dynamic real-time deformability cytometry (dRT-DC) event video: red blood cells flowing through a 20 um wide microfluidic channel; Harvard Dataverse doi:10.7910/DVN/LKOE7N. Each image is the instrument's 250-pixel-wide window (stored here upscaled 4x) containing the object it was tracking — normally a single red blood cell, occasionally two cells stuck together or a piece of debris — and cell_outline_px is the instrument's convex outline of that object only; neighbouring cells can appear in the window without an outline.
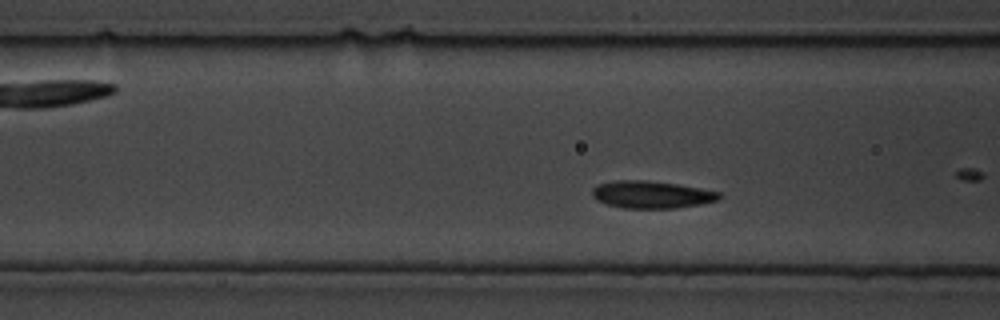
{"species": "common noctule bat (a hibernating species)", "species_latin": "Nyctalus noctula", "temperature_condition": "cold", "stored_images_in_passage": 76, "camera_frame_rate_fps": 3000, "um_per_image_px": 0.085, "animal": {"sex": "male", "body_mass_g": 19.5, "forearm_length_mm": 54.6}, "frame": {"image": 1, "passage_image": 8, "time_ms": 2.333, "image_size_px": [1000, 320], "cell_outline_px": [[720, 200], [700, 204], [676, 208], [624, 208], [604, 204], [596, 200], [592, 196], [592, 188], [596, 184], [616, 180], [648, 180], [676, 184], [700, 188], [720, 192]], "centroid_in_image_um": [55.34, 16.54], "position_along_channel_um": 111.3, "area_um2": 20.4}}
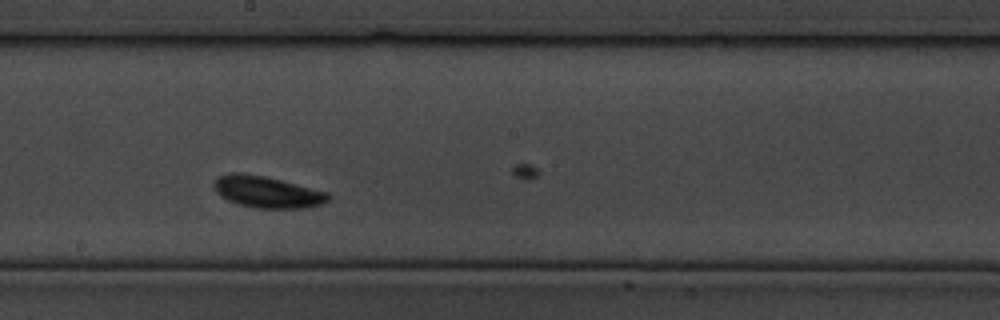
{"frame": {"image": 2, "passage_image": 27, "time_ms": 8.667, "image_size_px": [1000, 320], "cell_outline_px": [[332, 196], [328, 200], [320, 204], [308, 208], [256, 208], [236, 204], [220, 196], [216, 192], [212, 184], [220, 176], [232, 172], [240, 172], [264, 176], [328, 192]], "centroid_in_image_um": [22.69, 16.32], "position_along_channel_um": 225.5, "area_um2": 21.04}}
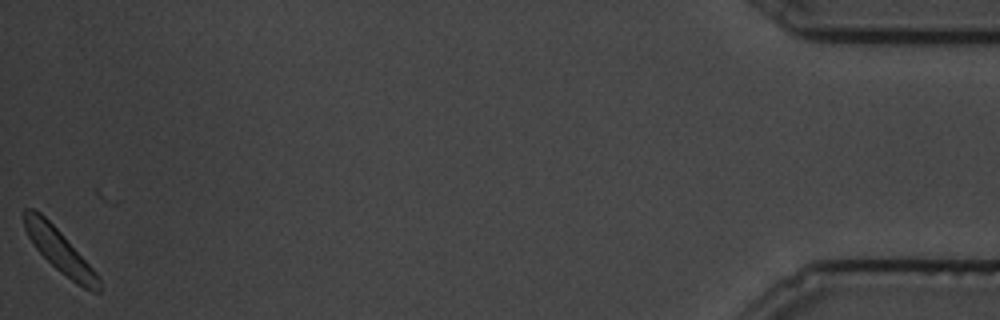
{"frame": {"image": 3, "passage_image": 75, "time_ms": 24.667, "image_size_px": [1000, 320], "cell_outline_px": [[100, 292], [92, 292], [76, 284], [60, 272], [36, 248], [28, 236], [24, 228], [24, 208], [32, 208], [40, 212], [64, 236], [100, 276]], "centroid_in_image_um": [5.09, 21.34], "position_along_channel_um": 430.1, "area_um2": 18.5}}